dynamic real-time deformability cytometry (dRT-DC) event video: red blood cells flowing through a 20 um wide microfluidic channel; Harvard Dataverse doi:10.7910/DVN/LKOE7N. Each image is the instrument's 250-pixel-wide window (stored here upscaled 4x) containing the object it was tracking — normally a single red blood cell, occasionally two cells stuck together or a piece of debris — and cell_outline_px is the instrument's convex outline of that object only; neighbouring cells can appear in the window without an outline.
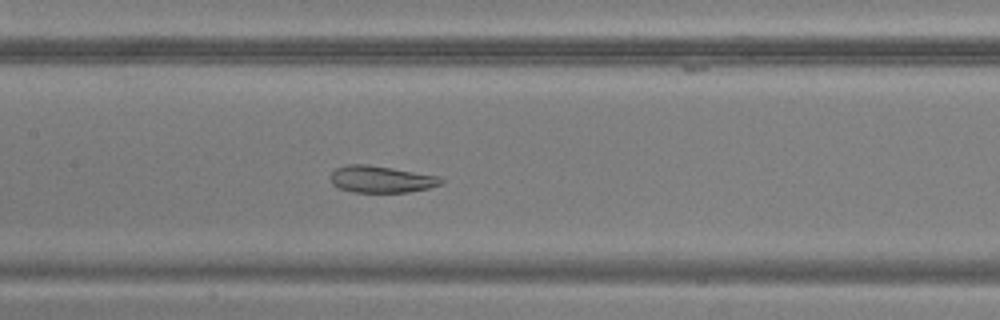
{"species": "common noctule bat (a hibernating species)", "species_latin": "Nyctalus noctula", "temperature_condition": "warm", "stored_images_in_passage": 50, "camera_frame_rate_fps": 3000, "um_per_image_px": 0.085, "animal": {"sex": "male", "body_mass_g": 20.5, "forearm_length_mm": 52.5}, "frame": {"image": 1, "passage_image": 24, "time_ms": 7.667, "image_size_px": [1000, 320], "cell_outline_px": [[444, 180], [440, 184], [428, 188], [408, 192], [352, 192], [340, 188], [332, 184], [332, 172], [336, 168], [348, 164], [368, 164], [440, 176]], "centroid_in_image_um": [32.41, 15.23], "position_along_channel_um": 175.0, "area_um2": 17.17}}
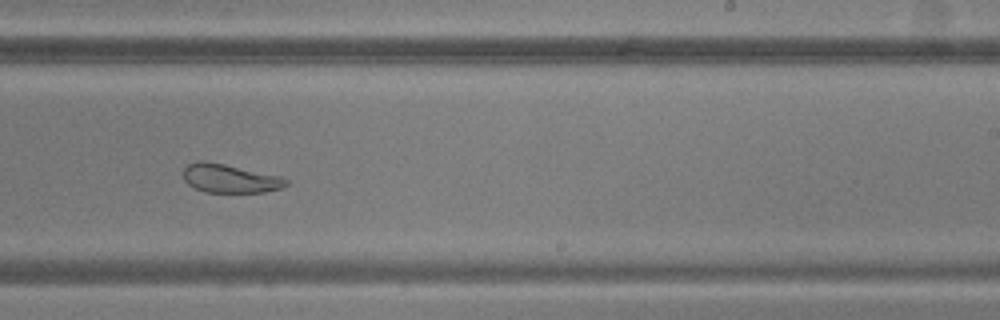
{"frame": {"image": 2, "passage_image": 31, "time_ms": 10.0, "image_size_px": [1000, 320], "cell_outline_px": [[288, 184], [280, 188], [264, 192], [204, 192], [188, 184], [184, 180], [184, 168], [188, 164], [196, 160], [204, 160], [284, 176], [288, 180]], "centroid_in_image_um": [19.56, 15.16], "position_along_channel_um": 269.4, "area_um2": 17.28}}
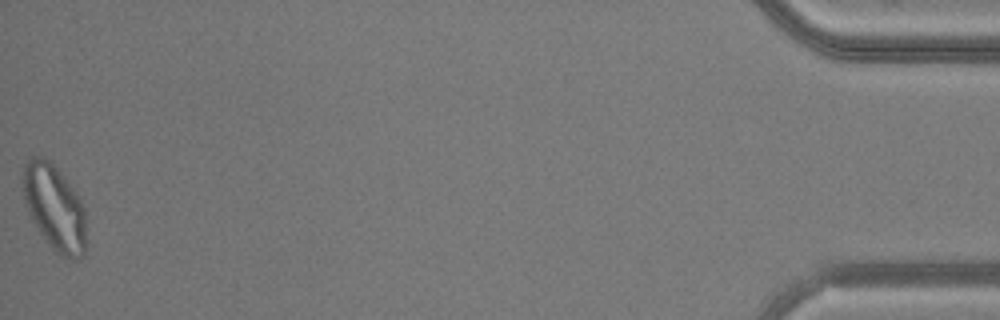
{"frame": {"image": 3, "passage_image": 50, "time_ms": 16.333, "image_size_px": [1000, 320], "cell_outline_px": [[84, 256], [80, 260], [68, 260], [60, 256], [48, 244], [32, 220], [28, 212], [24, 200], [24, 164], [32, 156], [44, 156], [56, 168], [76, 192], [84, 208]], "centroid_in_image_um": [4.63, 17.68], "position_along_channel_um": 430.6, "area_um2": 31.21}}